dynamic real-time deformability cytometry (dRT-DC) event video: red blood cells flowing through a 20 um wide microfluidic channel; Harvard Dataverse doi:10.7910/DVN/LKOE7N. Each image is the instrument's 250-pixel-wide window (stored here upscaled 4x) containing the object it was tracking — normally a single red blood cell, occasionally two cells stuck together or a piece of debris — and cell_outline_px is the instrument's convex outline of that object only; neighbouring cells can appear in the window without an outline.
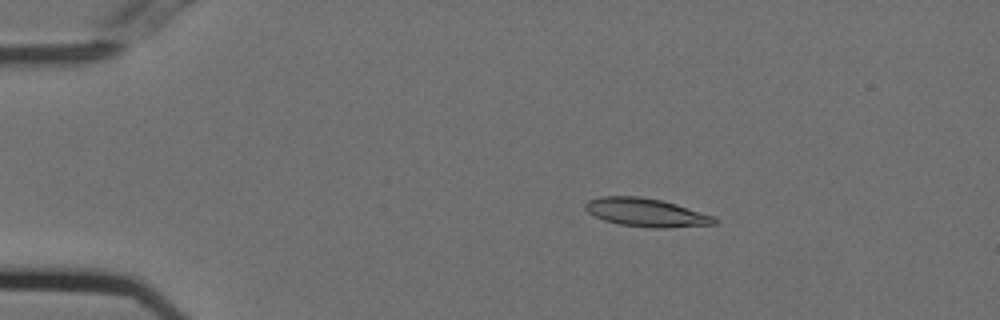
{"species": "Egyptian fruit bat (a non-hibernating species)", "species_latin": "Rousettus aegyptiacus", "temperature_condition": "cold", "stored_images_in_passage": 49, "camera_frame_rate_fps": 3000, "um_per_image_px": 0.085, "animal": {"sex": "female"}, "frame": {"image": 1, "passage_image": 5, "time_ms": 1.333, "image_size_px": [1000, 320], "cell_outline_px": [[720, 220], [716, 224], [668, 228], [652, 228], [620, 224], [604, 220], [588, 212], [584, 208], [584, 204], [588, 200], [600, 196], [640, 196], [660, 200], [676, 204], [712, 216]], "centroid_in_image_um": [54.91, 18.06], "position_along_channel_um": 30.1, "area_um2": 21.27}}
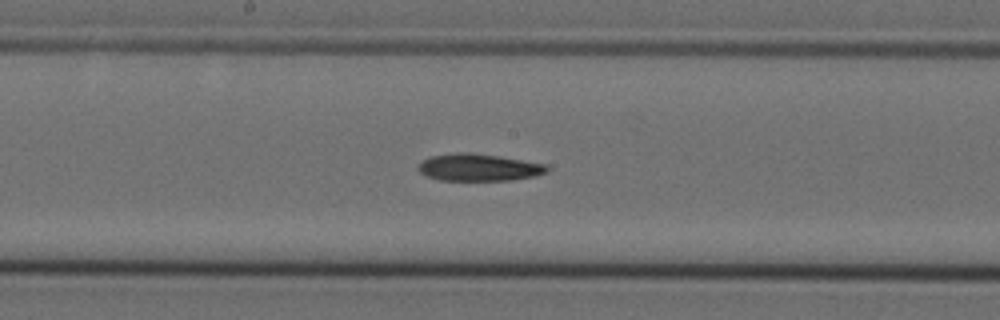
{"frame": {"image": 2, "passage_image": 24, "time_ms": 7.667, "image_size_px": [1000, 320], "cell_outline_px": [[548, 172], [536, 176], [512, 180], [440, 180], [428, 176], [420, 172], [420, 164], [424, 160], [432, 156], [456, 152], [472, 152], [500, 156], [544, 164], [548, 168]], "centroid_in_image_um": [40.73, 14.22], "position_along_channel_um": 207.5, "area_um2": 20.17}}
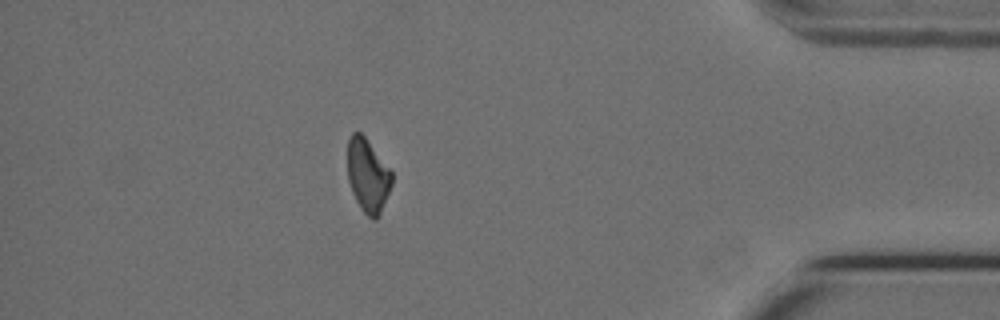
{"frame": {"image": 3, "passage_image": 43, "time_ms": 14.0, "image_size_px": [1000, 320], "cell_outline_px": [[392, 184], [380, 212], [376, 220], [372, 220], [360, 208], [352, 192], [348, 180], [348, 140], [352, 132], [360, 132], [364, 136], [392, 172]], "centroid_in_image_um": [31.25, 14.93], "position_along_channel_um": 404.0, "area_um2": 18.67}}